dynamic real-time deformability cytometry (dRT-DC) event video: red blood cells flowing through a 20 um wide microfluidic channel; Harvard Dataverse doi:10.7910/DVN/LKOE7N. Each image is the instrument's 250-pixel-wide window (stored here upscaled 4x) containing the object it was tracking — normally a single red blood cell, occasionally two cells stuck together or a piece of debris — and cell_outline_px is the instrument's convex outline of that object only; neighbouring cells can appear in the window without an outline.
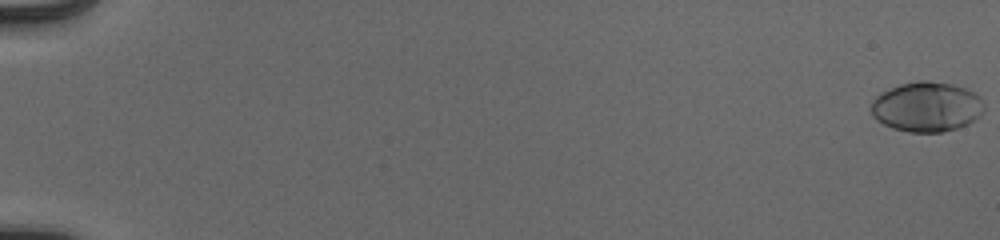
{"species": "human", "species_latin": "Homo sapiens", "temperature_condition": "cold", "stored_images_in_passage": 56, "camera_frame_rate_fps": 3000, "um_per_image_px": 0.085, "donor": {"sex": "male"}, "frame": {"image": 1, "passage_image": 1, "time_ms": 0.0, "image_size_px": [1000, 240], "cell_outline_px": [[984, 108], [980, 116], [968, 124], [956, 128], [940, 132], [908, 132], [892, 128], [876, 120], [872, 116], [868, 108], [872, 100], [880, 92], [900, 84], [920, 80], [928, 80], [952, 84], [976, 92], [980, 96]], "centroid_in_image_um": [78.73, 9.07], "position_along_channel_um": 6.3, "area_um2": 33.23}}
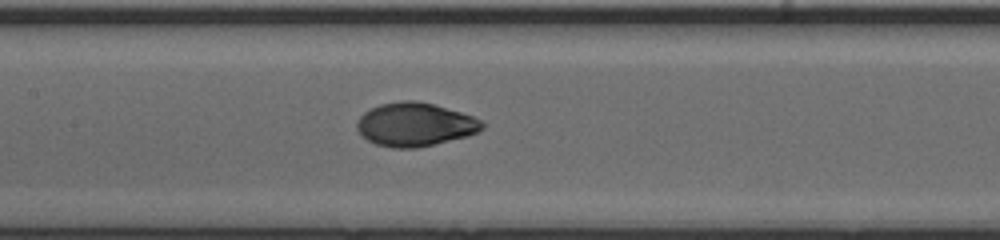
{"frame": {"image": 2, "passage_image": 30, "time_ms": 9.667, "image_size_px": [1000, 240], "cell_outline_px": [[488, 124], [484, 128], [468, 136], [416, 148], [392, 148], [376, 144], [368, 140], [356, 128], [356, 120], [364, 112], [380, 104], [404, 100], [416, 100], [432, 104], [460, 112], [472, 116]], "centroid_in_image_um": [35.28, 10.58], "position_along_channel_um": 172.1, "area_um2": 31.67}}
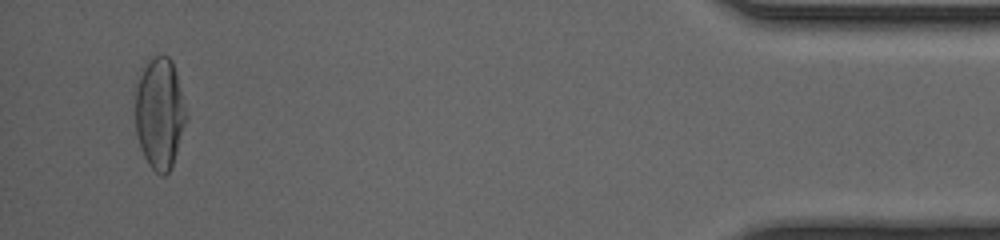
{"frame": {"image": 3, "passage_image": 54, "time_ms": 17.667, "image_size_px": [1000, 240], "cell_outline_px": [[188, 120], [172, 168], [164, 176], [160, 176], [148, 164], [140, 148], [136, 136], [136, 84], [140, 68], [144, 60], [152, 56], [168, 56], [172, 60], [176, 72], [188, 116]], "centroid_in_image_um": [13.57, 9.61], "position_along_channel_um": 421.6, "area_um2": 33.93}, "authors_computed_cell_mechanics": {"area_um2": 31.3854, "velocity_mm_per_s": 3.9348, "shape_relaxation_time_tau1_ms": 3.7269, "shape_relaxation_time_tau2_ms": null, "deformation_change_tau1": 0.2276, "deformation_change_tau2": null}}